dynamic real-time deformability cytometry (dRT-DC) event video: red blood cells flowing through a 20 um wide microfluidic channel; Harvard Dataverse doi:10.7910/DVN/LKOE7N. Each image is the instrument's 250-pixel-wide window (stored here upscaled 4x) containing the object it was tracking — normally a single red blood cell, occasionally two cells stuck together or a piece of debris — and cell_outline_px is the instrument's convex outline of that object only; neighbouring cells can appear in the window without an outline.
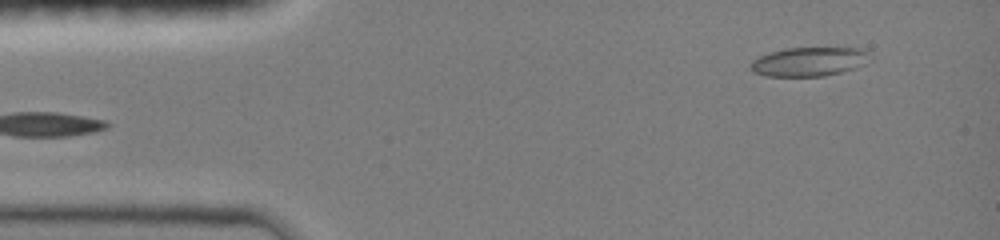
{"species": "common noctule bat (a hibernating species)", "species_latin": "Nyctalus noctula", "temperature_condition": "room temperature", "stored_images_in_passage": 8, "segment_of_instrument_passage": [2, 2], "camera_frame_rate_fps": 3000, "um_per_image_px": 0.085, "animal": {"sex": "female", "body_mass_g": 19.0, "forearm_length_mm": 51.5}, "frame": {"image": 1, "passage_image": 8, "time_ms": 4.0, "image_size_px": [1000, 240], "cell_outline_px": [[872, 52], [852, 68], [840, 72], [824, 76], [764, 76], [752, 72], [748, 64], [752, 60], [768, 52], [784, 48], [864, 48]], "centroid_in_image_um": [68.63, 5.23], "position_along_channel_um": 16.4, "area_um2": 19.94}}